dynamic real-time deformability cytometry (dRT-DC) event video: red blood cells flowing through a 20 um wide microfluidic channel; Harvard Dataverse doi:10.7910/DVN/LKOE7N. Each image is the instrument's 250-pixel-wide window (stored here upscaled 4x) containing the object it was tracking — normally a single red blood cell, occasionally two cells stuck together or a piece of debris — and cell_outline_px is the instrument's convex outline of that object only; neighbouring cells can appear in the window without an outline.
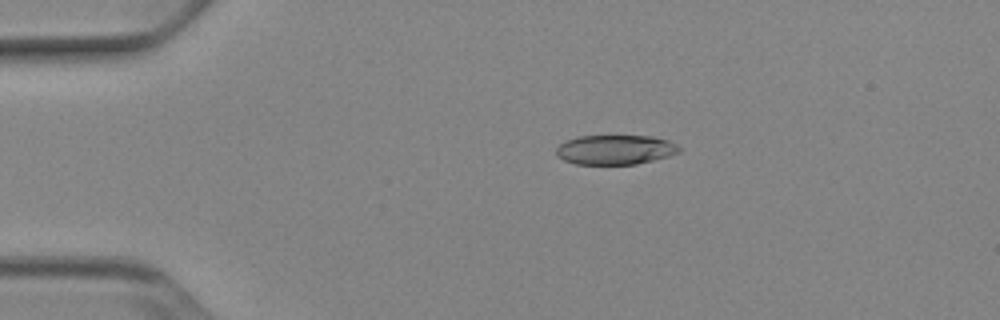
{"species": "Egyptian fruit bat (a non-hibernating species)", "species_latin": "Rousettus aegyptiacus", "temperature_condition": "cold", "stored_images_in_passage": 52, "camera_frame_rate_fps": 3000, "um_per_image_px": 0.085, "animal": {"sex": "female"}, "frame": {"image": 1, "passage_image": 11, "time_ms": 3.333, "image_size_px": [1000, 320], "cell_outline_px": [[680, 152], [668, 156], [636, 164], [576, 164], [564, 160], [556, 156], [556, 148], [560, 144], [568, 140], [580, 136], [652, 136], [668, 140], [676, 144], [680, 148]], "centroid_in_image_um": [52.29, 12.72], "position_along_channel_um": 32.7, "area_um2": 21.1}}
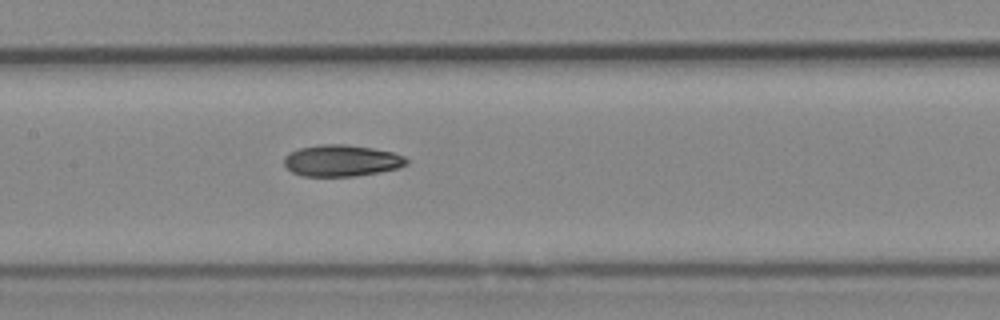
{"frame": {"image": 2, "passage_image": 26, "time_ms": 8.333, "image_size_px": [1000, 320], "cell_outline_px": [[408, 164], [400, 168], [380, 172], [356, 176], [304, 176], [292, 172], [284, 164], [284, 156], [288, 152], [300, 148], [320, 144], [344, 144], [372, 148], [392, 152], [404, 156], [408, 160]], "centroid_in_image_um": [29.04, 13.65], "position_along_channel_um": 178.4, "area_um2": 22.6}}
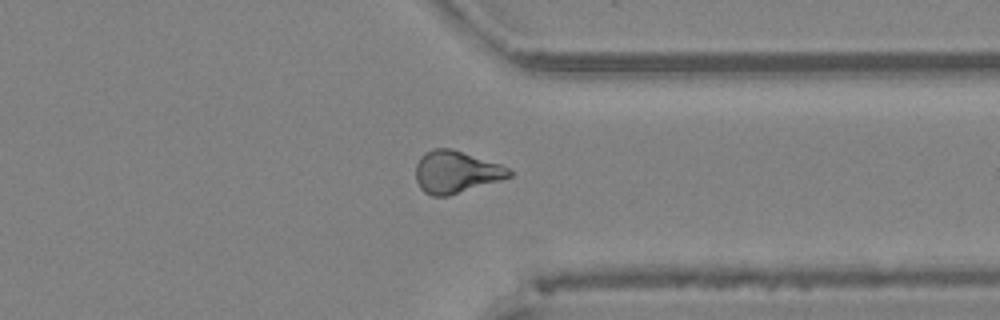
{"frame": {"image": 3, "passage_image": 41, "time_ms": 13.333, "image_size_px": [1000, 320], "cell_outline_px": [[512, 176], [504, 180], [448, 196], [432, 196], [424, 192], [420, 188], [416, 180], [416, 164], [420, 156], [424, 152], [432, 148], [452, 148], [500, 164], [508, 168], [512, 172]], "centroid_in_image_um": [38.76, 14.62], "position_along_channel_um": 372.6, "area_um2": 23.29}, "authors_computed_cell_mechanics": {"area_um2": 22.5998, "velocity_mm_per_s": 3.9101, "shape_relaxation_time_tau1_ms": 5.2001, "shape_relaxation_time_tau2_ms": 6.4942, "deformation_change_tau1": 0.1469, "deformation_change_tau2": 0.1434}}